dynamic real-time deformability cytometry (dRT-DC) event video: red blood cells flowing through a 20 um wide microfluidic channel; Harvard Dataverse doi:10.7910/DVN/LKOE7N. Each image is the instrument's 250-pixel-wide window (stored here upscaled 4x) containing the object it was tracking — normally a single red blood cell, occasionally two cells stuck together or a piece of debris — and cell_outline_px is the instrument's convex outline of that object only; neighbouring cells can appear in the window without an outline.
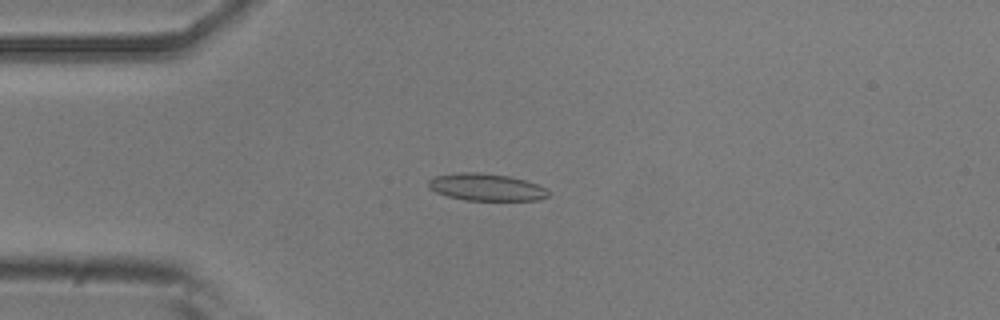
{"species": "common noctule bat (a hibernating species)", "species_latin": "Nyctalus noctula", "temperature_condition": "room temperature", "stored_images_in_passage": 53, "camera_frame_rate_fps": 3000, "um_per_image_px": 0.085, "animal": {"sex": "male", "body_mass_g": 20.5, "forearm_length_mm": 52.5}, "frame": {"image": 1, "passage_image": 13, "time_ms": 4.0, "image_size_px": [1000, 320], "cell_outline_px": [[552, 192], [548, 196], [540, 200], [464, 200], [448, 196], [436, 192], [428, 188], [428, 180], [432, 176], [460, 172], [476, 172], [508, 176], [524, 180], [536, 184]], "centroid_in_image_um": [41.3, 15.91], "position_along_channel_um": 43.7, "area_um2": 19.02}}
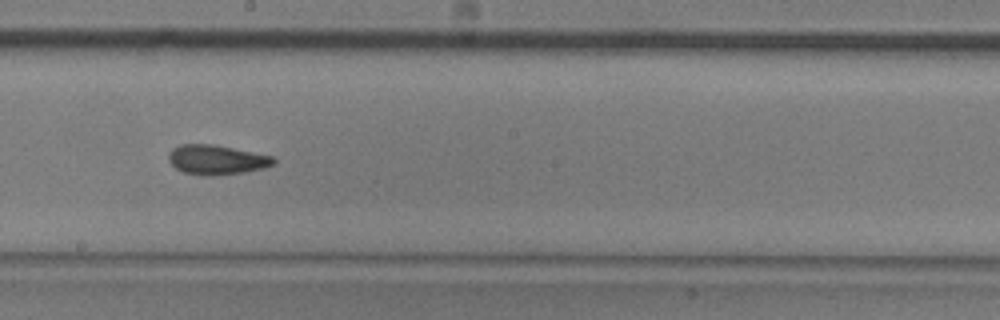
{"frame": {"image": 2, "passage_image": 29, "time_ms": 9.333, "image_size_px": [1000, 320], "cell_outline_px": [[276, 164], [264, 168], [244, 172], [184, 172], [176, 168], [168, 160], [168, 152], [172, 148], [180, 144], [212, 144], [272, 156], [276, 160]], "centroid_in_image_um": [18.42, 13.51], "position_along_channel_um": 229.8, "area_um2": 17.17}}
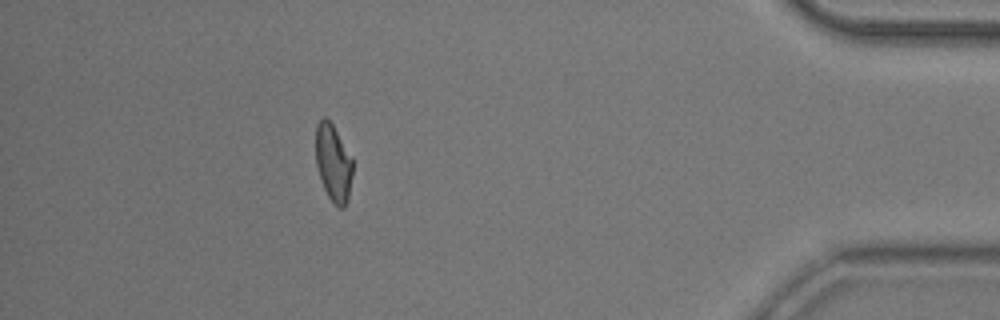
{"frame": {"image": 3, "passage_image": 47, "time_ms": 15.333, "image_size_px": [1000, 320], "cell_outline_px": [[352, 176], [348, 200], [344, 208], [340, 208], [328, 196], [324, 188], [316, 164], [316, 124], [324, 116], [332, 124], [352, 156]], "centroid_in_image_um": [28.34, 13.84], "position_along_channel_um": 406.9, "area_um2": 16.47}, "authors_computed_cell_mechanics": {"area_um2": 17.8024, "velocity_mm_per_s": 3.8139, "shape_relaxation_time_tau1_ms": 7.327, "shape_relaxation_time_tau2_ms": 2.3938, "deformation_change_tau1": 0.1711, "deformation_change_tau2": 0.0922}}